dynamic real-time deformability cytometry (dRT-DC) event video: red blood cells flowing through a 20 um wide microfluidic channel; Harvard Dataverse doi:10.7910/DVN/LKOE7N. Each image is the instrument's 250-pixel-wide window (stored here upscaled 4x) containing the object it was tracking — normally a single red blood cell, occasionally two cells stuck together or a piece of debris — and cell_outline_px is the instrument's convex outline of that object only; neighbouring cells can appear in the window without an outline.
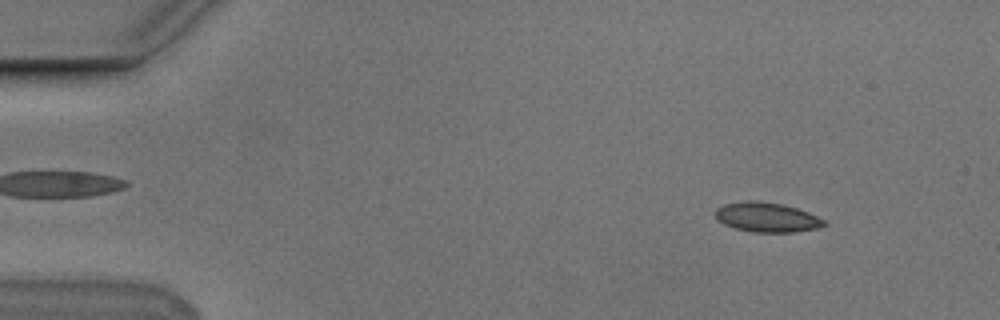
{"species": "Egyptian fruit bat (a non-hibernating species)", "species_latin": "Rousettus aegyptiacus", "temperature_condition": "cold", "stored_images_in_passage": 53, "camera_frame_rate_fps": 3000, "um_per_image_px": 0.085, "animal": {"sex": "male"}, "frame": {"image": 1, "passage_image": 5, "time_ms": 1.333, "image_size_px": [1000, 320], "cell_outline_px": [[828, 224], [816, 228], [796, 232], [752, 232], [736, 228], [724, 224], [712, 212], [716, 208], [724, 204], [748, 200], [756, 200], [780, 204], [796, 208], [808, 212], [824, 220]], "centroid_in_image_um": [65.16, 18.46], "position_along_channel_um": 19.8, "area_um2": 18.67}}
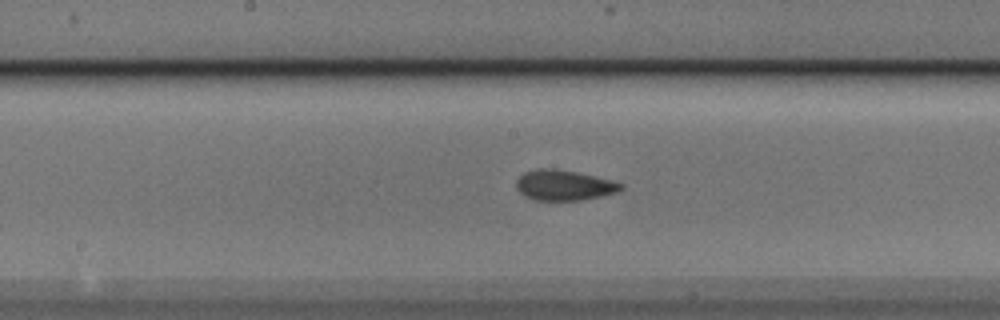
{"frame": {"image": 2, "passage_image": 27, "time_ms": 8.667, "image_size_px": [1000, 320], "cell_outline_px": [[624, 188], [616, 192], [600, 196], [580, 200], [532, 200], [524, 196], [516, 188], [516, 180], [524, 172], [536, 168], [552, 168], [576, 172], [612, 180], [624, 184]], "centroid_in_image_um": [47.91, 15.74], "position_along_channel_um": 200.3, "area_um2": 18.55}}
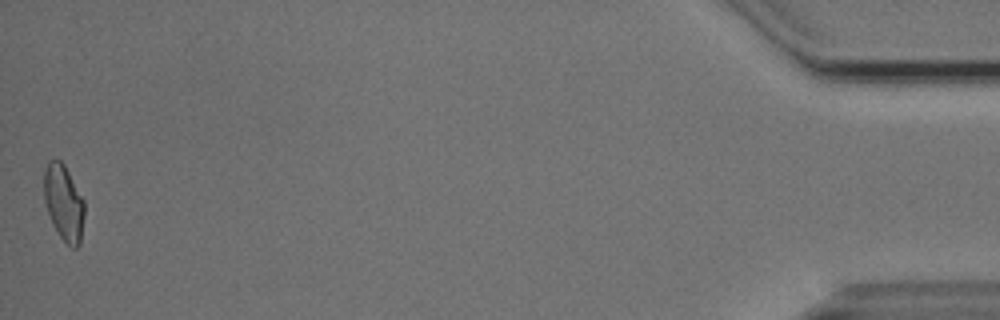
{"frame": {"image": 3, "passage_image": 53, "time_ms": 17.333, "image_size_px": [1000, 320], "cell_outline_px": [[84, 216], [80, 244], [76, 248], [72, 248], [60, 236], [52, 224], [44, 200], [44, 168], [48, 160], [60, 160], [64, 164], [84, 200]], "centroid_in_image_um": [5.41, 17.22], "position_along_channel_um": 429.8, "area_um2": 17.86}, "authors_computed_cell_mechanics": {"area_um2": 18.207, "velocity_mm_per_s": 3.748, "shape_relaxation_time_tau1_ms": null, "shape_relaxation_time_tau2_ms": 1.8965, "deformation_change_tau1": null, "deformation_change_tau2": 0.0553}}